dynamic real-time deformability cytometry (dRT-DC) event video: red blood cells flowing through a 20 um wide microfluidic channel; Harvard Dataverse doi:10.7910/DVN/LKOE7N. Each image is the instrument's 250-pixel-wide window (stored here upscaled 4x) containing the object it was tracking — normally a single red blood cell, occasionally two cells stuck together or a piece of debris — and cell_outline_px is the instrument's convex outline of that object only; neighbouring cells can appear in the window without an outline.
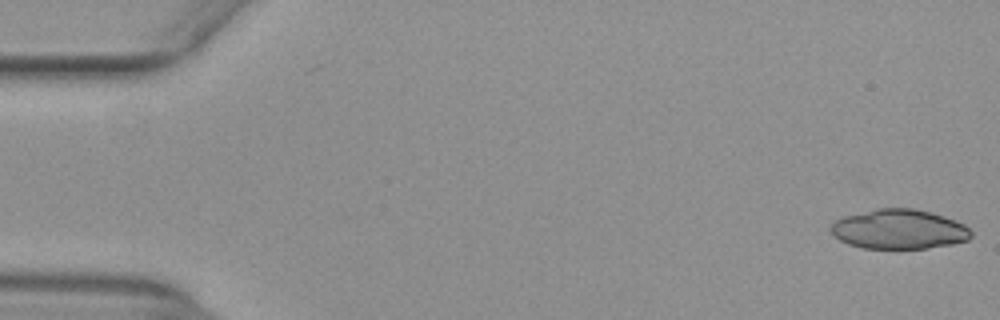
{"species": "common noctule bat (a hibernating species)", "species_latin": "Nyctalus noctula", "temperature_condition": "warm", "stored_images_in_passage": 52, "camera_frame_rate_fps": 3000, "um_per_image_px": 0.085, "animal": {"sex": "female", "body_mass_g": 29.2, "forearm_length_mm": 56.3}, "frame": {"image": 1, "passage_image": 1, "time_ms": 0.0, "image_size_px": [1000, 320], "cell_outline_px": [[972, 236], [968, 240], [952, 244], [928, 248], [860, 248], [848, 244], [840, 240], [828, 228], [836, 220], [844, 216], [876, 208], [916, 208], [932, 212], [956, 220], [964, 224], [972, 232]], "centroid_in_image_um": [76.43, 19.48], "position_along_channel_um": 8.6, "area_um2": 32.54}}
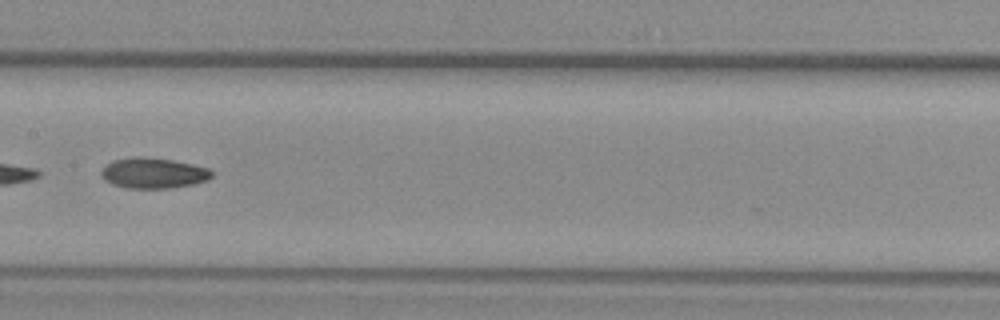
{"frame": {"image": 2, "passage_image": 27, "time_ms": 8.667, "image_size_px": [1000, 320], "cell_outline_px": [[212, 176], [208, 180], [192, 184], [168, 188], [128, 188], [112, 184], [104, 180], [100, 176], [100, 172], [112, 160], [144, 156], [172, 160], [192, 164], [208, 168], [212, 172]], "centroid_in_image_um": [13.02, 14.71], "position_along_channel_um": 194.4, "area_um2": 19.54}}
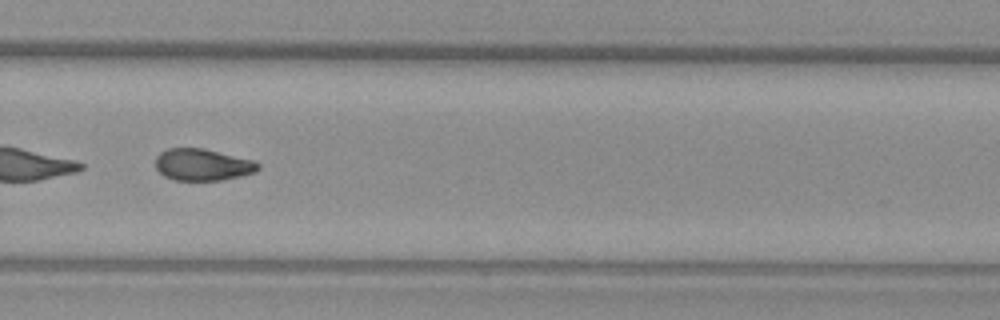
{"frame": {"image": 3, "passage_image": 36, "time_ms": 11.667, "image_size_px": [1000, 320], "cell_outline_px": [[260, 168], [256, 172], [240, 176], [220, 180], [172, 180], [164, 176], [156, 168], [156, 156], [160, 152], [168, 148], [204, 148], [252, 160], [260, 164]], "centroid_in_image_um": [17.21, 14.0], "position_along_channel_um": 312.6, "area_um2": 19.02}, "authors_computed_cell_mechanics": {"area_um2": 21.5305, "velocity_mm_per_s": 3.9606, "shape_relaxation_time_tau1_ms": null, "shape_relaxation_time_tau2_ms": 5.9131, "deformation_change_tau1": null, "deformation_change_tau2": 0.1119}}